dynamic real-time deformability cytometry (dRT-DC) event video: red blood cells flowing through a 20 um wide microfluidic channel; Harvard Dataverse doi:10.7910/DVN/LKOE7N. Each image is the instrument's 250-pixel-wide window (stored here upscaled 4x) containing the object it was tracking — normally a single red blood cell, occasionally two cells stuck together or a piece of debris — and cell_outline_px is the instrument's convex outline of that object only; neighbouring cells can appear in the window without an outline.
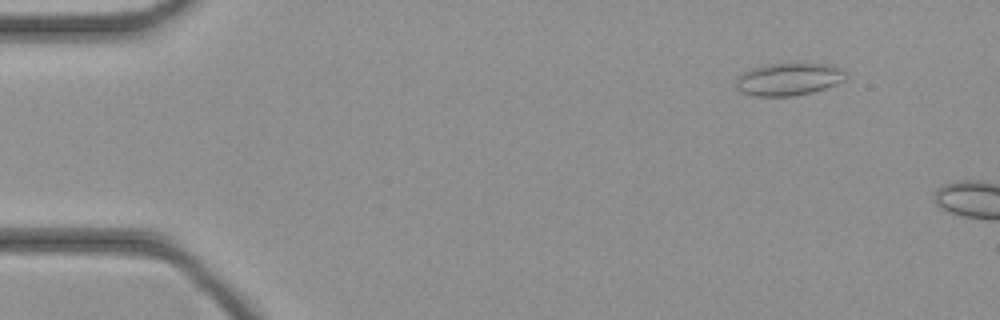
{"species": "common noctule bat (a hibernating species)", "species_latin": "Nyctalus noctula", "temperature_condition": "cold", "stored_images_in_passage": 11, "camera_frame_rate_fps": 3000, "um_per_image_px": 0.085, "animal": {"sex": "female", "body_mass_g": 21.9}, "frame": {"image": 1, "passage_image": 5, "time_ms": 1.333, "image_size_px": [1000, 320], "cell_outline_px": [[848, 76], [844, 80], [836, 84], [812, 92], [792, 96], [752, 96], [740, 92], [736, 88], [736, 76], [752, 68], [764, 64], [832, 64], [844, 68], [848, 72]], "centroid_in_image_um": [67.05, 6.73], "position_along_channel_um": 17.9, "area_um2": 21.1}}